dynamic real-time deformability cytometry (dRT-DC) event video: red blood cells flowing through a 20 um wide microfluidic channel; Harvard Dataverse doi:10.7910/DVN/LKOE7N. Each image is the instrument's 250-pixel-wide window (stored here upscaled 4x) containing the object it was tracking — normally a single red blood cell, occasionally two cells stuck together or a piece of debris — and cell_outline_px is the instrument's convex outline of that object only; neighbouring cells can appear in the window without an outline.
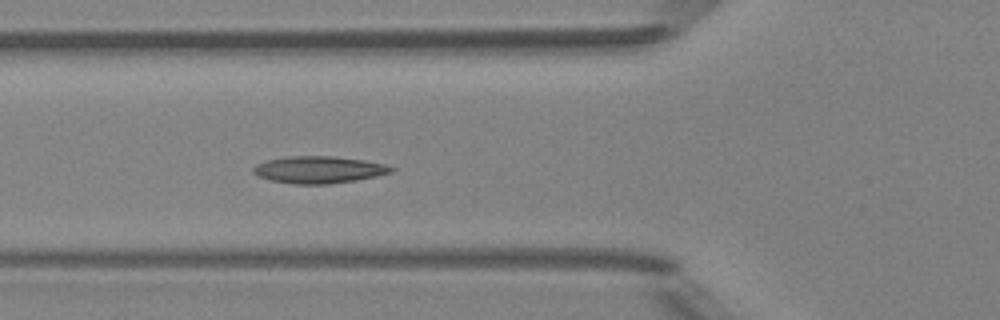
{"species": "Egyptian fruit bat (a non-hibernating species)", "species_latin": "Rousettus aegyptiacus", "temperature_condition": "room temperature", "stored_images_in_passage": 4, "camera_frame_rate_fps": 3000, "um_per_image_px": 0.085, "animal": {"sex": "female"}, "frame": {"image": 1, "passage_image": 4, "time_ms": 4.333, "image_size_px": [1000, 320], "cell_outline_px": [[396, 168], [392, 172], [376, 176], [356, 180], [328, 184], [292, 184], [272, 180], [260, 176], [252, 172], [252, 168], [256, 164], [268, 160], [288, 156], [332, 156], [364, 160], [384, 164]], "centroid_in_image_um": [27.11, 14.42], "position_along_channel_um": 98.7, "area_um2": 21.62}}